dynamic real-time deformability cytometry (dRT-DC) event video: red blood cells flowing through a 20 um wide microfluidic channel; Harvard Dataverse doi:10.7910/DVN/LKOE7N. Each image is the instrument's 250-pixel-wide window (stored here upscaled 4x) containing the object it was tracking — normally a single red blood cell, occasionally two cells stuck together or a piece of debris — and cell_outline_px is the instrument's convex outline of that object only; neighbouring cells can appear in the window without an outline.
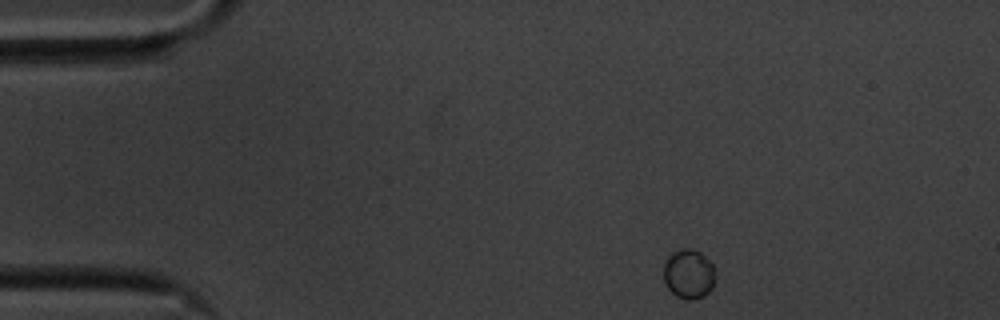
{"species": "common noctule bat (a hibernating species)", "species_latin": "Nyctalus noctula", "temperature_condition": "cold", "stored_images_in_passage": 49, "camera_frame_rate_fps": 3000, "um_per_image_px": 0.085, "animal": {"sex": "male", "body_mass_g": 20.1, "forearm_length_mm": 53.5}, "frame": {"image": 1, "passage_image": 1, "time_ms": 0.0, "image_size_px": [1000, 320], "cell_outline_px": [[716, 280], [712, 288], [704, 296], [696, 300], [688, 300], [676, 296], [668, 288], [664, 280], [664, 264], [668, 256], [684, 248], [692, 248], [700, 252], [712, 264]], "centroid_in_image_um": [58.56, 23.31], "position_along_channel_um": 26.4, "area_um2": 14.91}}
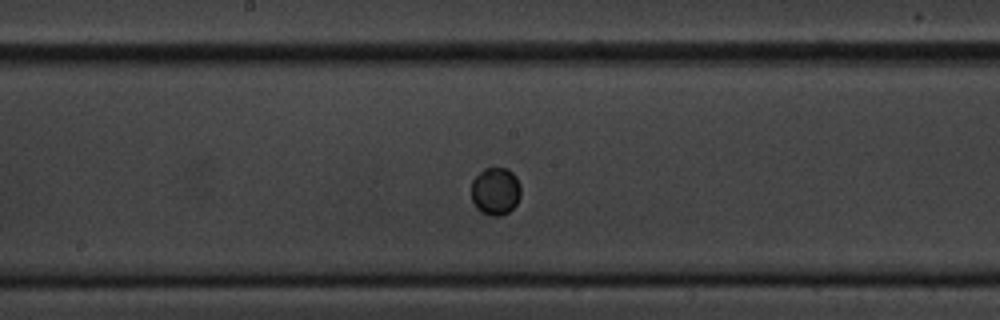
{"frame": {"image": 2, "passage_image": 22, "time_ms": 7.0, "image_size_px": [1000, 320], "cell_outline_px": [[520, 196], [516, 204], [508, 212], [500, 216], [488, 216], [480, 212], [476, 208], [472, 200], [472, 180], [484, 168], [508, 168], [516, 176], [520, 184]], "centroid_in_image_um": [42.11, 16.26], "position_along_channel_um": 206.1, "area_um2": 13.87}}
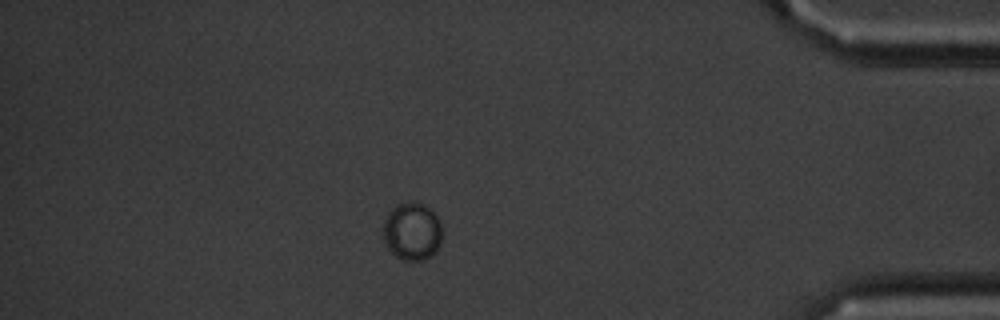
{"frame": {"image": 3, "passage_image": 42, "time_ms": 13.667, "image_size_px": [1000, 320], "cell_outline_px": [[440, 244], [436, 252], [420, 260], [400, 260], [388, 248], [384, 240], [384, 220], [392, 208], [400, 204], [424, 204], [436, 216], [440, 224]], "centroid_in_image_um": [35.01, 19.71], "position_along_channel_um": 400.2, "area_um2": 19.19}}